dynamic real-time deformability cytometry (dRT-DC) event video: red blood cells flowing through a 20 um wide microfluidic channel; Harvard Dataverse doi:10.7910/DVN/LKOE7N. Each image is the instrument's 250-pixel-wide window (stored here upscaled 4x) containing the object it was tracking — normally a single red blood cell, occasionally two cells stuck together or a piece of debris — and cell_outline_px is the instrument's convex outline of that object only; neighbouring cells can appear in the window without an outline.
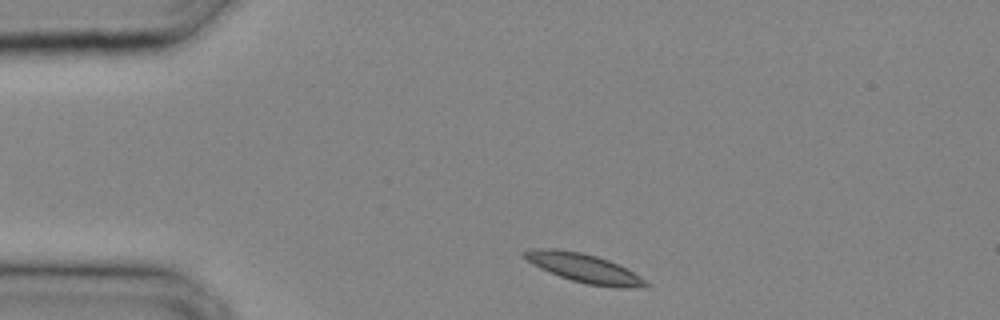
{"species": "common noctule bat (a hibernating species)", "species_latin": "Nyctalus noctula", "temperature_condition": "cold", "stored_images_in_passage": 25, "camera_frame_rate_fps": 3000, "um_per_image_px": 0.085, "animal": {"sex": "male", "body_mass_g": 20.4}, "frame": {"image": 1, "passage_image": 1, "time_ms": 0.0, "image_size_px": [1000, 320], "cell_outline_px": [[648, 284], [644, 288], [624, 288], [584, 284], [560, 276], [540, 268], [532, 264], [520, 256], [520, 252], [532, 248], [556, 248], [580, 252], [596, 256], [608, 260], [640, 276]], "centroid_in_image_um": [49.56, 22.77], "position_along_channel_um": 35.4, "area_um2": 20.4}}
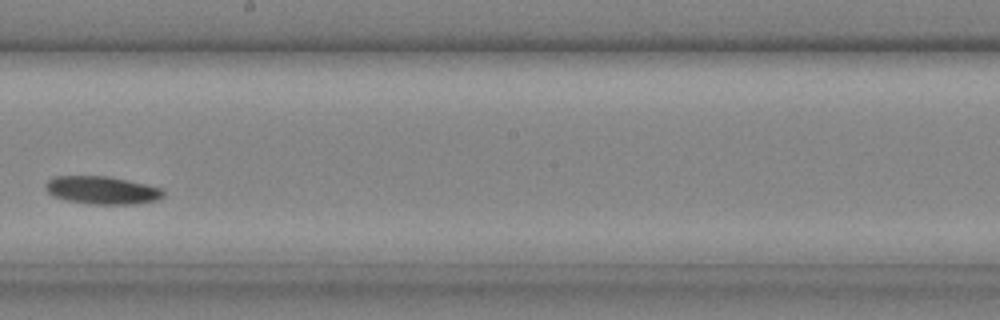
{"frame": {"image": 2, "passage_image": 13, "time_ms": 4.0, "image_size_px": [1000, 320], "cell_outline_px": [[164, 196], [156, 200], [136, 204], [92, 204], [68, 200], [52, 196], [44, 188], [44, 184], [48, 180], [56, 176], [108, 176], [144, 184], [160, 188], [164, 192]], "centroid_in_image_um": [8.64, 16.17], "position_along_channel_um": 239.6, "area_um2": 19.02}}
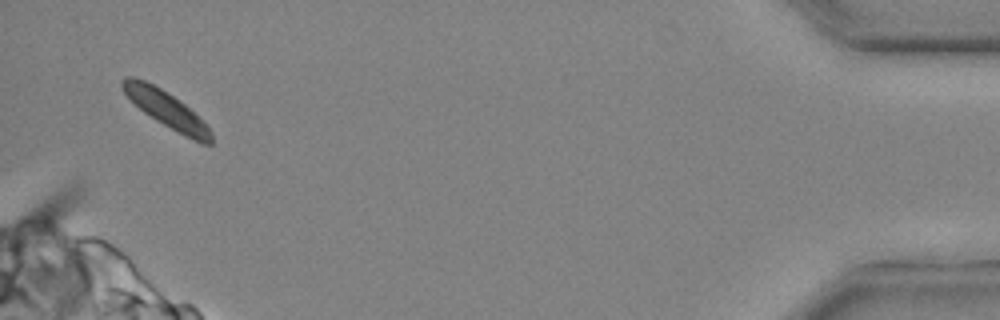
{"frame": {"image": 3, "passage_image": 25, "time_ms": 8.0, "image_size_px": [1000, 320], "cell_outline_px": [[212, 144], [204, 144], [156, 120], [144, 112], [124, 92], [120, 84], [120, 80], [124, 76], [132, 76], [144, 80], [160, 88], [184, 104], [212, 132]], "centroid_in_image_um": [14.07, 9.24], "position_along_channel_um": 421.1, "area_um2": 17.8}}